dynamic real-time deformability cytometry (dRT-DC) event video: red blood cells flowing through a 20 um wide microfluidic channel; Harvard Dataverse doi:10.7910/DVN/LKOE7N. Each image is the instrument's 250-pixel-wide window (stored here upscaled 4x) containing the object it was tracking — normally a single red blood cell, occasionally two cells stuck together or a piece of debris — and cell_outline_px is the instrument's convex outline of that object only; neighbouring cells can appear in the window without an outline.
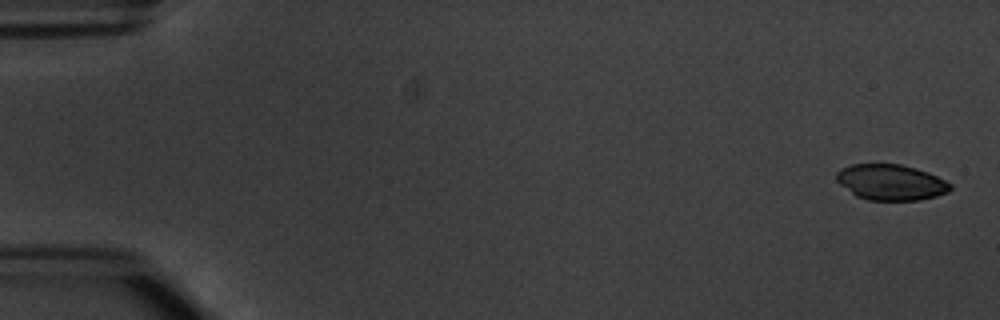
{"species": "common noctule bat (a hibernating species)", "species_latin": "Nyctalus noctula", "temperature_condition": "warm", "stored_images_in_passage": 5, "camera_frame_rate_fps": 3000, "um_per_image_px": 0.085, "animal": {"sex": "male", "body_mass_g": 20.1, "forearm_length_mm": 53.5}, "frame": {"image": 1, "passage_image": 1, "time_ms": 0.0, "image_size_px": [1000, 320], "cell_outline_px": [[952, 188], [948, 192], [936, 196], [920, 200], [868, 200], [856, 196], [840, 184], [836, 180], [836, 172], [840, 168], [852, 164], [900, 164], [916, 168], [928, 172], [952, 184]], "centroid_in_image_um": [75.72, 15.49], "position_along_channel_um": 9.3, "area_um2": 23.76}}